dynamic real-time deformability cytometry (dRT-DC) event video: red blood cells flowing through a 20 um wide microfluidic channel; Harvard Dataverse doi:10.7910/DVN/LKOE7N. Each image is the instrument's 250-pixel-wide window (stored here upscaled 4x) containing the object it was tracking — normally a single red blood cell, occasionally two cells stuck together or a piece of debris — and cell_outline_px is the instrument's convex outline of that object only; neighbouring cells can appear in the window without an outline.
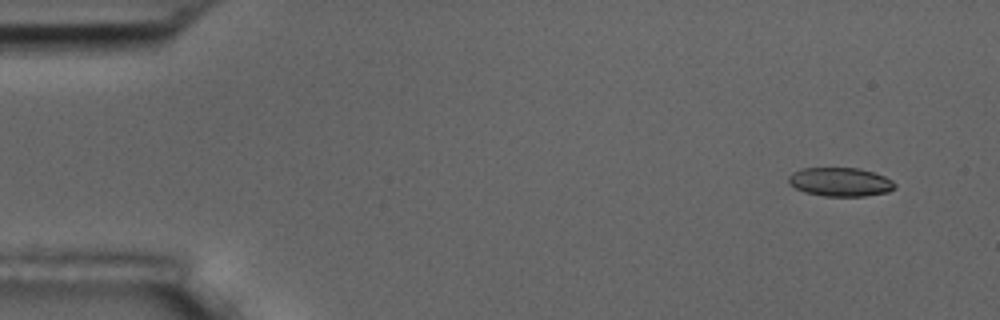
{"species": "common noctule bat (a hibernating species)", "species_latin": "Nyctalus noctula", "temperature_condition": "room temperature", "stored_images_in_passage": 8, "camera_frame_rate_fps": 3000, "um_per_image_px": 0.085, "animal": {"sex": "male", "body_mass_g": 17.5, "forearm_length_mm": 52.3}, "frame": {"image": 1, "passage_image": 1, "time_ms": 0.0, "image_size_px": [1000, 320], "cell_outline_px": [[896, 188], [888, 192], [864, 196], [824, 196], [804, 192], [788, 184], [788, 176], [792, 172], [800, 168], [860, 168], [884, 176], [892, 180], [896, 184]], "centroid_in_image_um": [71.41, 15.46], "position_along_channel_um": 13.6, "area_um2": 17.98}}
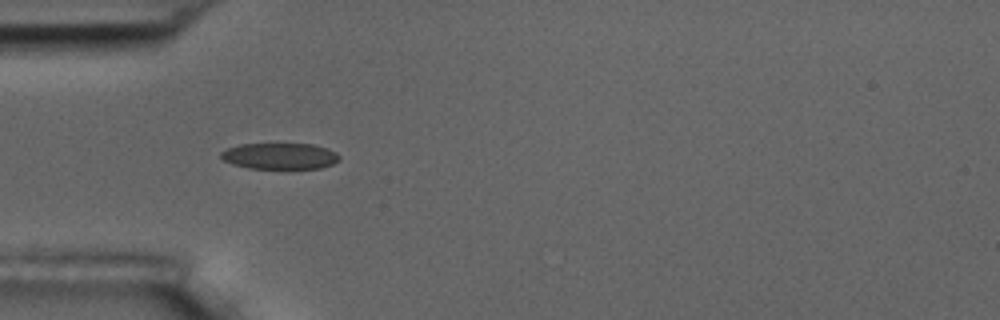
{"frame": {"image": 2, "passage_image": 5, "time_ms": 4.333, "image_size_px": [1000, 320], "cell_outline_px": [[340, 160], [332, 164], [320, 168], [248, 168], [232, 164], [224, 160], [220, 156], [220, 152], [228, 148], [240, 144], [312, 144], [328, 148], [336, 152], [340, 156]], "centroid_in_image_um": [23.8, 13.26], "position_along_channel_um": 61.2, "area_um2": 18.03}}
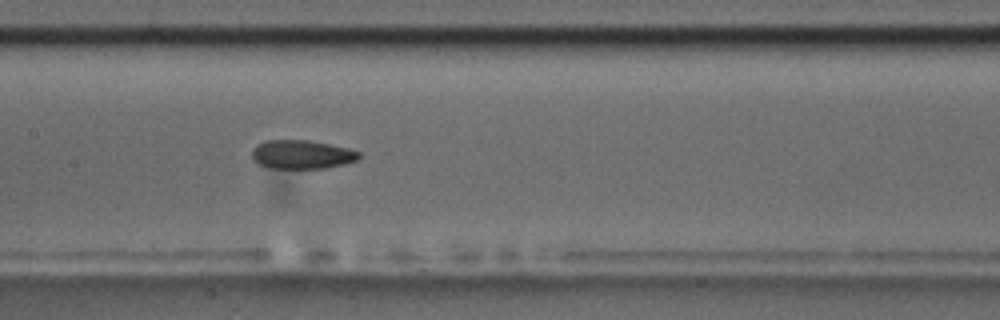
{"frame": {"image": 3, "passage_image": 8, "time_ms": 7.667, "image_size_px": [1000, 320], "cell_outline_px": [[360, 156], [356, 160], [344, 164], [324, 168], [268, 168], [256, 164], [252, 160], [252, 148], [256, 144], [264, 140], [308, 140], [348, 148], [360, 152]], "centroid_in_image_um": [25.58, 13.13], "position_along_channel_um": 181.8, "area_um2": 18.09}}